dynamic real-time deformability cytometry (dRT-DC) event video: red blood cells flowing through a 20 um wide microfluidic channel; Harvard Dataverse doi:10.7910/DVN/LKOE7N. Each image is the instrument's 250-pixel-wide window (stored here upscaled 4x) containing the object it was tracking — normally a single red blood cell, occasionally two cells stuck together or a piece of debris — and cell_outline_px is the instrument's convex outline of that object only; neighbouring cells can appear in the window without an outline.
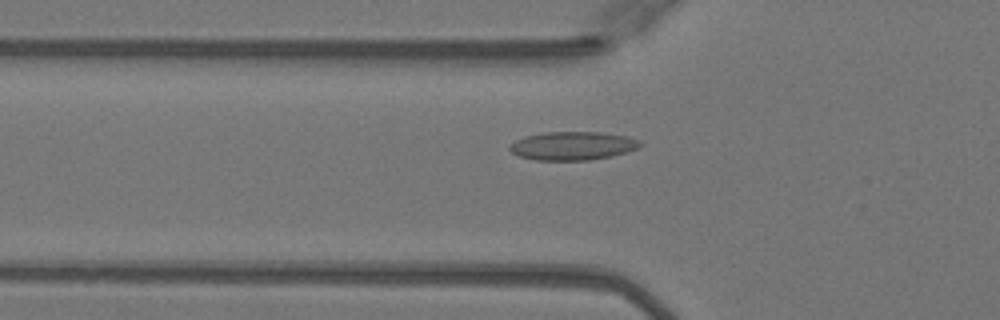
{"species": "Egyptian fruit bat (a non-hibernating species)", "species_latin": "Rousettus aegyptiacus", "temperature_condition": "warm", "stored_images_in_passage": 36, "camera_frame_rate_fps": 3000, "um_per_image_px": 0.085, "animal": {"sex": "female"}, "frame": {"image": 1, "passage_image": 9, "time_ms": 2.667, "image_size_px": [1000, 320], "cell_outline_px": [[644, 144], [636, 148], [612, 156], [588, 160], [536, 160], [520, 156], [512, 152], [508, 148], [516, 140], [524, 136], [544, 132], [600, 132], [628, 136], [640, 140]], "centroid_in_image_um": [48.69, 12.38], "position_along_channel_um": 77.1, "area_um2": 21.56}}
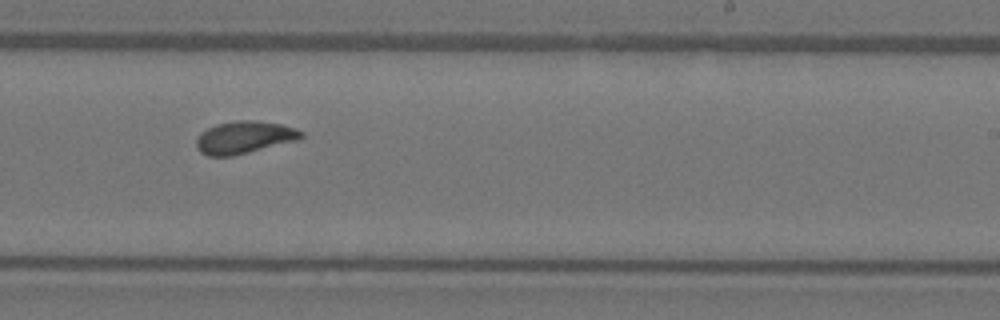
{"frame": {"image": 2, "passage_image": 23, "time_ms": 7.333, "image_size_px": [1000, 320], "cell_outline_px": [[304, 136], [300, 140], [232, 156], [208, 156], [200, 152], [196, 148], [196, 140], [200, 132], [216, 124], [240, 120], [256, 120], [280, 124], [296, 128], [304, 132]], "centroid_in_image_um": [20.78, 11.68], "position_along_channel_um": 268.2, "area_um2": 20.0}}
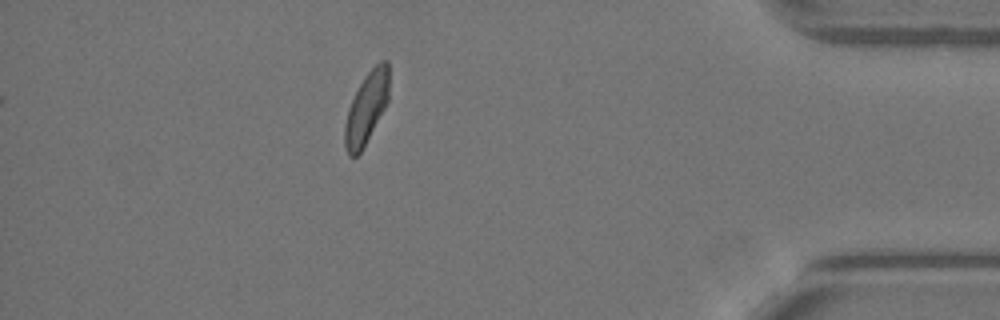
{"frame": {"image": 3, "passage_image": 36, "time_ms": 11.667, "image_size_px": [1000, 320], "cell_outline_px": [[388, 100], [384, 108], [360, 152], [356, 156], [348, 156], [344, 144], [344, 124], [348, 108], [364, 76], [380, 60], [388, 60]], "centroid_in_image_um": [31.12, 9.17], "position_along_channel_um": 404.1, "area_um2": 18.03}, "authors_computed_cell_mechanics": {"area_um2": 19.4208, "velocity_mm_per_s": 4.0876, "shape_relaxation_time_tau1_ms": 8.5569, "shape_relaxation_time_tau2_ms": 1.441, "deformation_change_tau1": 0.1811, "deformation_change_tau2": 0.0699}}